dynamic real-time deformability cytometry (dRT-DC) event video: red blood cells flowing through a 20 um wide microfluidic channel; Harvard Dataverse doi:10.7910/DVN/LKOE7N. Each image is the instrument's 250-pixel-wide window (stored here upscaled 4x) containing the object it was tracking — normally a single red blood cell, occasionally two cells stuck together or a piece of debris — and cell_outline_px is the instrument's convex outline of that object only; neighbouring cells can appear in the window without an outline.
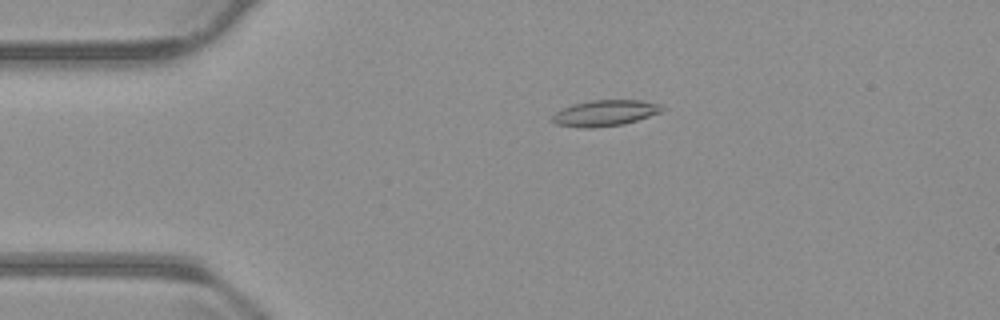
{"species": "common noctule bat (a hibernating species)", "species_latin": "Nyctalus noctula", "temperature_condition": "warm", "stored_images_in_passage": 54, "camera_frame_rate_fps": 3000, "um_per_image_px": 0.085, "animal": {"sex": "male", "body_mass_g": 23.1, "forearm_length_mm": 52.7}, "frame": {"image": 1, "passage_image": 11, "time_ms": 3.333, "image_size_px": [1000, 320], "cell_outline_px": [[664, 108], [660, 112], [624, 124], [592, 128], [584, 128], [556, 124], [548, 120], [556, 112], [572, 104], [588, 100], [640, 100], [660, 104]], "centroid_in_image_um": [51.37, 9.61], "position_along_channel_um": 33.6, "area_um2": 16.59}}
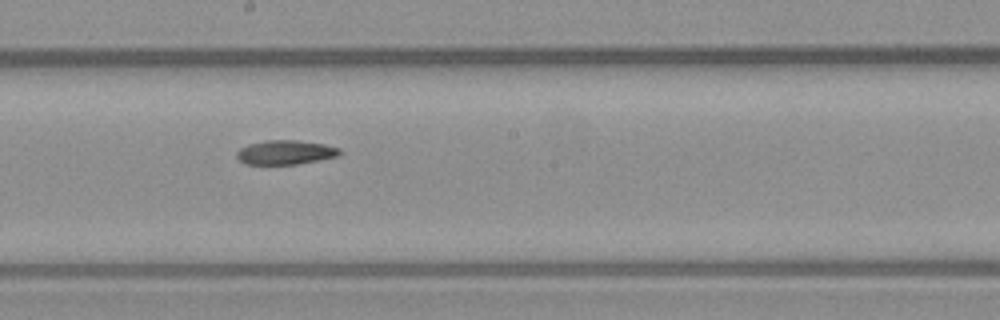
{"frame": {"image": 2, "passage_image": 29, "time_ms": 9.333, "image_size_px": [1000, 320], "cell_outline_px": [[344, 152], [336, 156], [296, 164], [244, 164], [236, 156], [236, 152], [240, 148], [248, 144], [268, 140], [296, 140], [324, 144], [340, 148]], "centroid_in_image_um": [24.25, 12.94], "position_along_channel_um": 224.0, "area_um2": 14.45}}
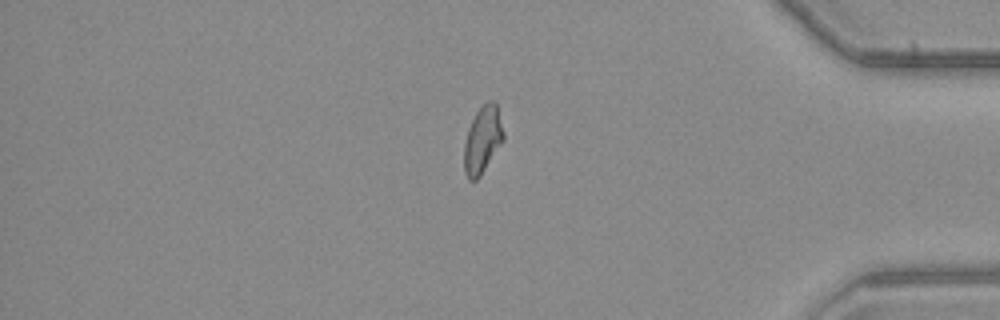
{"frame": {"image": 3, "passage_image": 45, "time_ms": 14.667, "image_size_px": [1000, 320], "cell_outline_px": [[504, 140], [480, 176], [476, 180], [468, 180], [464, 172], [464, 144], [468, 128], [476, 112], [488, 100], [492, 100], [496, 104], [504, 132]], "centroid_in_image_um": [41.01, 11.9], "position_along_channel_um": 394.2, "area_um2": 15.32}, "authors_computed_cell_mechanics": {"area_um2": 15.5771, "velocity_mm_per_s": 3.8177, "shape_relaxation_time_tau1_ms": null, "shape_relaxation_time_tau2_ms": 7.428, "deformation_change_tau1": null, "deformation_change_tau2": 0.1506}}